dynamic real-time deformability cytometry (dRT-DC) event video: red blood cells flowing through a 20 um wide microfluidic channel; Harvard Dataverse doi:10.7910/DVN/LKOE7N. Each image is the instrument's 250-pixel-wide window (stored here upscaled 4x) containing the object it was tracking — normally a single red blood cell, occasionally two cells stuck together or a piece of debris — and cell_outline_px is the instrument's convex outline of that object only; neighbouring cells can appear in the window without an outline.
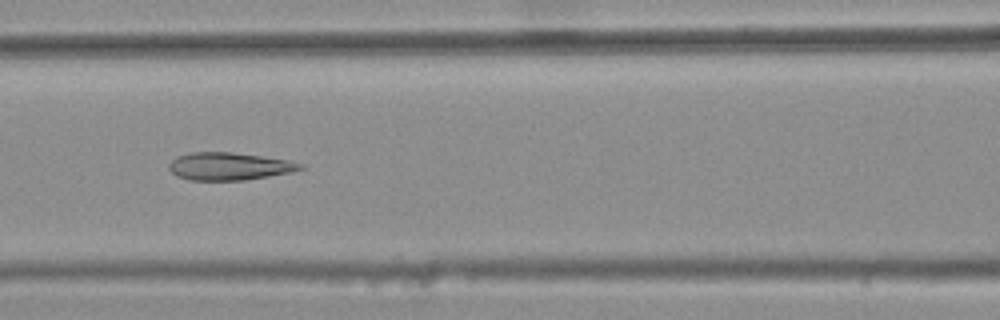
{"species": "common noctule bat (a hibernating species)", "species_latin": "Nyctalus noctula", "temperature_condition": "warm", "stored_images_in_passage": 47, "camera_frame_rate_fps": 3000, "um_per_image_px": 0.085, "animal": {"sex": "female", "body_mass_g": 25.1}, "frame": {"image": 1, "passage_image": 24, "time_ms": 7.667, "image_size_px": [1000, 320], "cell_outline_px": [[304, 168], [288, 172], [268, 176], [244, 180], [188, 180], [176, 176], [168, 168], [168, 164], [176, 156], [192, 152], [232, 152], [288, 160], [300, 164]], "centroid_in_image_um": [19.39, 14.13], "position_along_channel_um": 147.2, "area_um2": 20.92}}
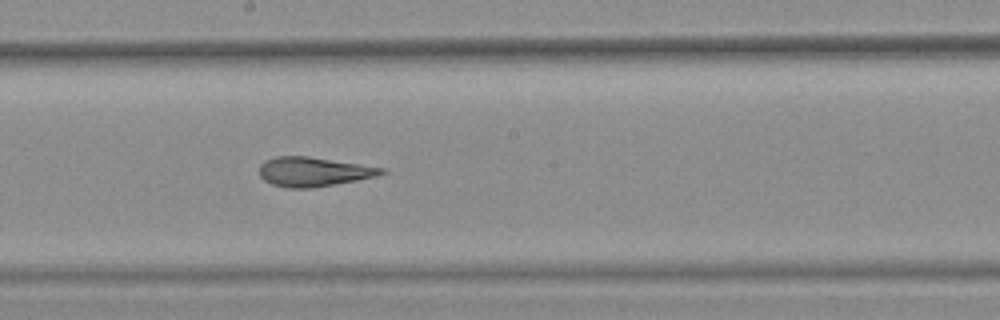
{"frame": {"image": 2, "passage_image": 30, "time_ms": 9.667, "image_size_px": [1000, 320], "cell_outline_px": [[388, 172], [376, 176], [356, 180], [312, 188], [288, 188], [272, 184], [264, 180], [260, 176], [260, 164], [264, 160], [276, 156], [308, 156], [384, 168]], "centroid_in_image_um": [26.62, 14.59], "position_along_channel_um": 221.6, "area_um2": 20.75}}
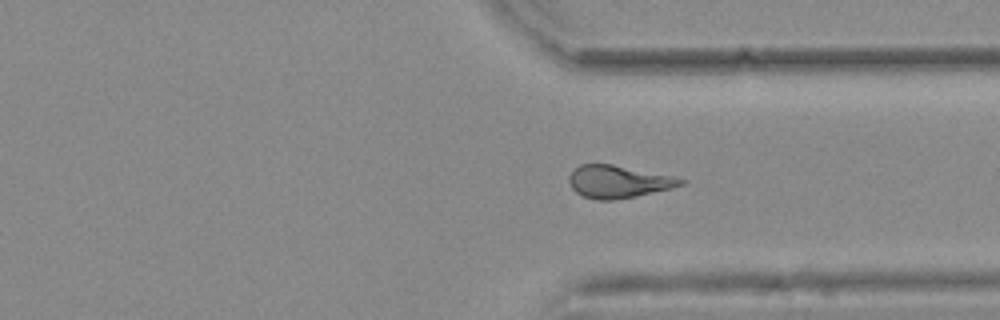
{"frame": {"image": 3, "passage_image": 41, "time_ms": 13.333, "image_size_px": [1000, 320], "cell_outline_px": [[688, 180], [684, 184], [672, 188], [612, 200], [596, 200], [584, 196], [576, 192], [572, 188], [568, 180], [568, 176], [580, 164], [612, 164]], "centroid_in_image_um": [52.52, 15.44], "position_along_channel_um": 358.9, "area_um2": 20.69}, "authors_computed_cell_mechanics": {"area_um2": 21.675, "velocity_mm_per_s": 3.73, "shape_relaxation_time_tau1_ms": null, "shape_relaxation_time_tau2_ms": 1.8176, "deformation_change_tau1": null, "deformation_change_tau2": 0.1037}}